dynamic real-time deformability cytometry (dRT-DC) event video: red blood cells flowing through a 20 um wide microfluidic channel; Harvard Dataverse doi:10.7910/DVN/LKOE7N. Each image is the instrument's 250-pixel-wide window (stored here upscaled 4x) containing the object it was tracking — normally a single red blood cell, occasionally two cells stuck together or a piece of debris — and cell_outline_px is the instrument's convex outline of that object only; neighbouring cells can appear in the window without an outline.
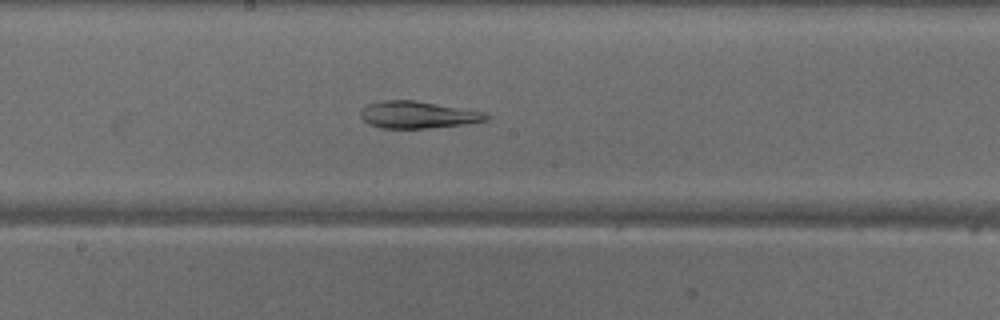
{"species": "common noctule bat (a hibernating species)", "species_latin": "Nyctalus noctula", "temperature_condition": "warm", "stored_images_in_passage": 24, "camera_frame_rate_fps": 3000, "um_per_image_px": 0.085, "animal": {"sex": "male", "body_mass_g": 18.8}, "frame": {"image": 1, "passage_image": 13, "time_ms": 4.0, "image_size_px": [1000, 320], "cell_outline_px": [[488, 120], [464, 124], [428, 128], [380, 128], [368, 124], [360, 116], [360, 108], [368, 104], [384, 100], [412, 100], [484, 112], [488, 116]], "centroid_in_image_um": [35.44, 9.76], "position_along_channel_um": 212.8, "area_um2": 19.59}}
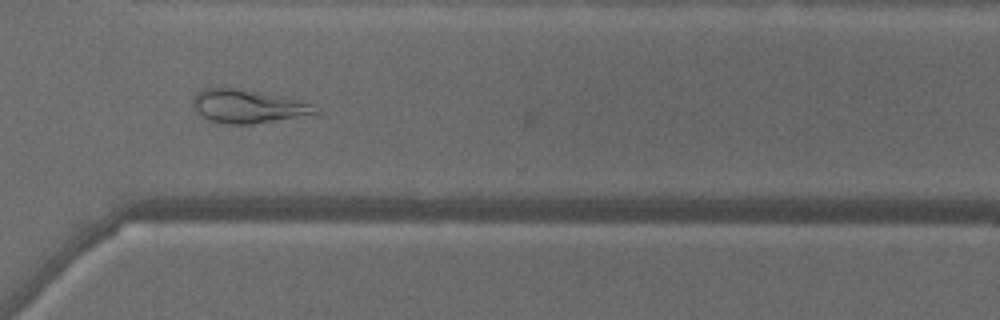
{"frame": {"image": 2, "passage_image": 23, "time_ms": 7.333, "image_size_px": [1000, 320], "cell_outline_px": [[320, 112], [252, 124], [228, 124], [212, 120], [204, 116], [192, 104], [192, 96], [200, 88], [236, 88], [256, 92], [312, 104], [320, 108]], "centroid_in_image_um": [20.99, 9.03], "position_along_channel_um": 349.6, "area_um2": 22.95}}